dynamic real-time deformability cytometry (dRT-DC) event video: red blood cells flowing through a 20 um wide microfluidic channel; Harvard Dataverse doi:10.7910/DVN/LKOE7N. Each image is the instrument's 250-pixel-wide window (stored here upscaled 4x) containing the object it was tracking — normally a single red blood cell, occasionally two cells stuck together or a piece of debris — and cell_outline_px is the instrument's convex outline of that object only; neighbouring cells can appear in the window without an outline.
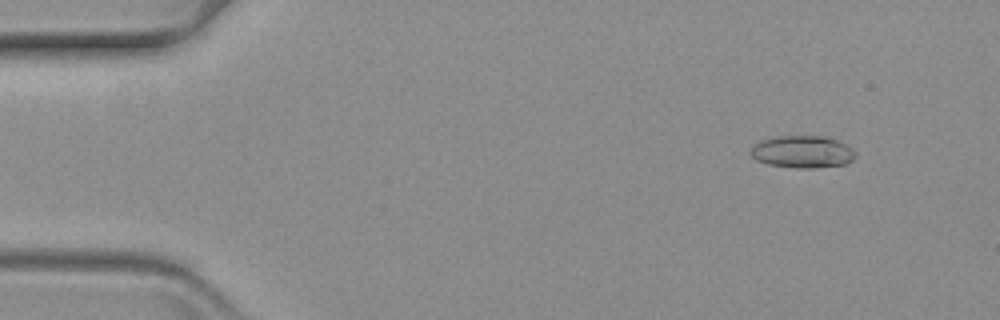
{"species": "common noctule bat (a hibernating species)", "species_latin": "Nyctalus noctula", "temperature_condition": "warm", "stored_images_in_passage": 24, "camera_frame_rate_fps": 3000, "um_per_image_px": 0.085, "animal": {"sex": "female", "body_mass_g": 19.3, "forearm_length_mm": 54.1}, "frame": {"image": 1, "passage_image": 1, "time_ms": 0.0, "image_size_px": [1000, 320], "cell_outline_px": [[856, 156], [852, 160], [844, 164], [812, 168], [800, 168], [768, 164], [756, 160], [752, 156], [752, 148], [760, 140], [776, 136], [824, 136], [836, 140], [844, 144], [856, 152]], "centroid_in_image_um": [68.21, 12.9], "position_along_channel_um": 16.8, "area_um2": 19.42}}
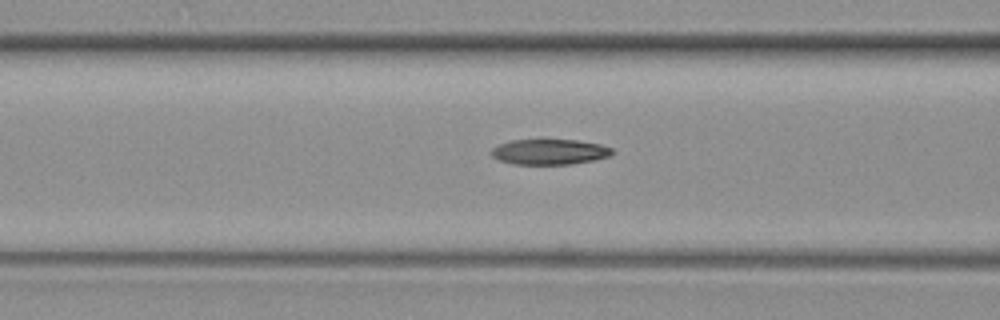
{"frame": {"image": 2, "passage_image": 19, "time_ms": 6.0, "image_size_px": [1000, 320], "cell_outline_px": [[612, 152], [608, 156], [592, 160], [572, 164], [512, 164], [500, 160], [492, 156], [492, 148], [500, 144], [512, 140], [576, 140], [600, 144], [612, 148]], "centroid_in_image_um": [46.69, 12.91], "position_along_channel_um": 119.9, "area_um2": 17.63}}
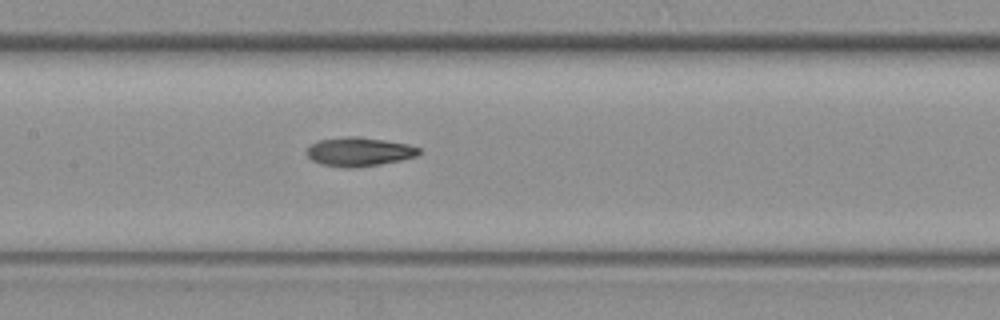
{"frame": {"image": 3, "passage_image": 24, "time_ms": 7.667, "image_size_px": [1000, 320], "cell_outline_px": [[420, 152], [416, 156], [400, 160], [380, 164], [356, 168], [340, 168], [320, 164], [312, 160], [308, 156], [308, 148], [312, 144], [320, 140], [348, 136], [356, 136], [384, 140], [408, 144], [420, 148]], "centroid_in_image_um": [30.52, 12.91], "position_along_channel_um": 176.9, "area_um2": 18.84}}